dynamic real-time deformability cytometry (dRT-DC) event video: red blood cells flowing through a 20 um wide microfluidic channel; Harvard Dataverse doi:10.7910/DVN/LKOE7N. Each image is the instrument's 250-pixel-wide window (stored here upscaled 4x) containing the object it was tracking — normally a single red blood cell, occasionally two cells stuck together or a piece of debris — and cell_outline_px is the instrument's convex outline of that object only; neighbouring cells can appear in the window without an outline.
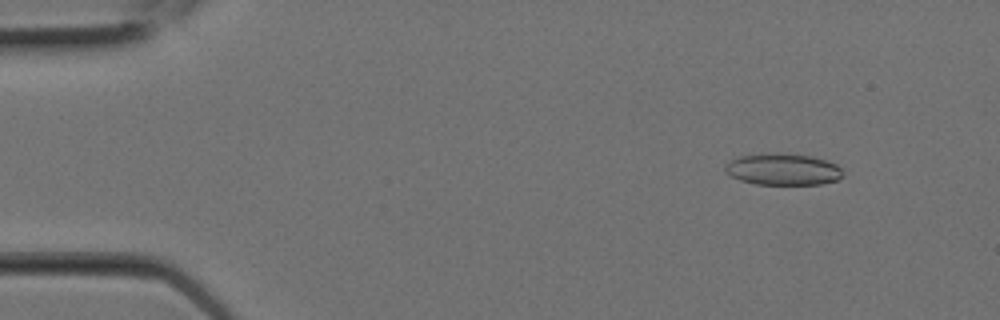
{"species": "Egyptian fruit bat (a non-hibernating species)", "species_latin": "Rousettus aegyptiacus", "temperature_condition": "room temperature", "stored_images_in_passage": 6, "camera_frame_rate_fps": 3000, "um_per_image_px": 0.085, "animal": {"sex": "female"}, "frame": {"image": 1, "passage_image": 2, "time_ms": 0.333, "image_size_px": [1000, 320], "cell_outline_px": [[844, 176], [836, 180], [820, 184], [756, 184], [740, 180], [732, 176], [724, 168], [724, 164], [740, 156], [812, 156], [836, 164], [840, 168]], "centroid_in_image_um": [66.59, 14.45], "position_along_channel_um": 18.4, "area_um2": 20.52}}
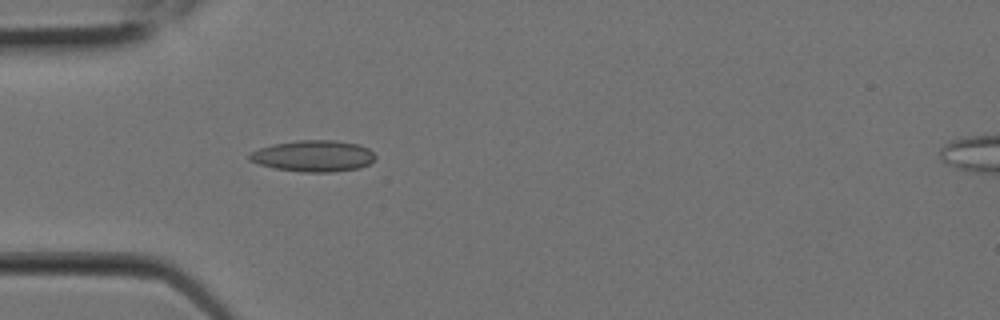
{"frame": {"image": 2, "passage_image": 6, "time_ms": 1.667, "image_size_px": [1000, 320], "cell_outline_px": [[376, 156], [368, 164], [360, 168], [332, 172], [304, 172], [276, 168], [260, 164], [248, 160], [248, 156], [252, 152], [260, 148], [272, 144], [296, 140], [336, 140], [356, 144], [368, 148]], "centroid_in_image_um": [26.63, 13.25], "position_along_channel_um": 58.4, "area_um2": 22.83}}